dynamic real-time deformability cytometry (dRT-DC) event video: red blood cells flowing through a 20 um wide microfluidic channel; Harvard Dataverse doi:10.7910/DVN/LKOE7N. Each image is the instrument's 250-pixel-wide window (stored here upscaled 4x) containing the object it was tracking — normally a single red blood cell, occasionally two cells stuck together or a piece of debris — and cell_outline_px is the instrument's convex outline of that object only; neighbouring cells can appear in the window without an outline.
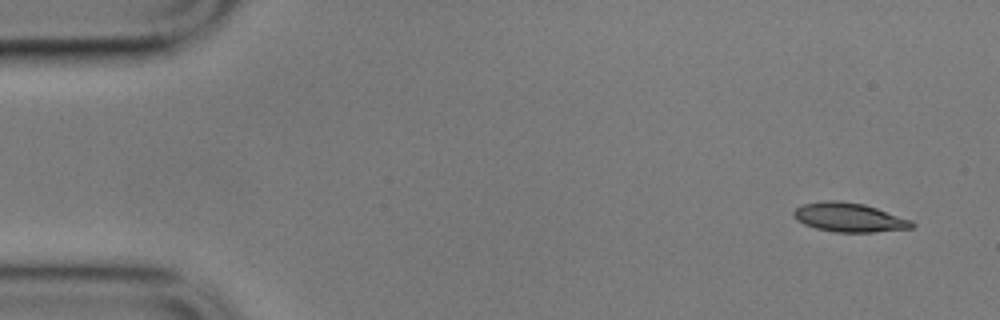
{"species": "common noctule bat (a hibernating species)", "species_latin": "Nyctalus noctula", "temperature_condition": "cold", "stored_images_in_passage": 5, "segment_of_instrument_passage": [1, 2], "camera_frame_rate_fps": 3000, "um_per_image_px": 0.085, "animal": {"sex": "male", "body_mass_g": 17.9}, "frame": {"image": 1, "passage_image": 1, "time_ms": 0.0, "image_size_px": [1000, 320], "cell_outline_px": [[916, 224], [912, 228], [872, 232], [836, 232], [816, 228], [804, 224], [796, 220], [792, 216], [792, 212], [800, 204], [824, 200], [840, 200], [864, 204], [912, 220]], "centroid_in_image_um": [72.14, 18.47], "position_along_channel_um": 12.9, "area_um2": 20.17}}